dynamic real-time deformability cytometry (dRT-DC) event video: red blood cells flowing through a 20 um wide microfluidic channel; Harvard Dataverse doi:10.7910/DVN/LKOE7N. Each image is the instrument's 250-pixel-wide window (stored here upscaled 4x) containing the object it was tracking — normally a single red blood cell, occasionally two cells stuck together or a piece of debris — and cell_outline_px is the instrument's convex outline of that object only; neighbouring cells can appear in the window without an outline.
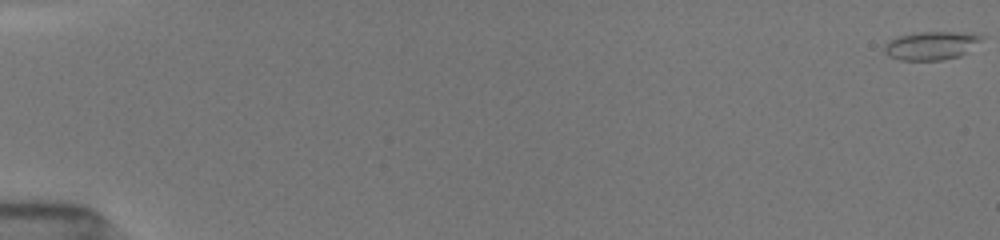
{"species": "common noctule bat (a hibernating species)", "species_latin": "Nyctalus noctula", "temperature_condition": "room temperature", "stored_images_in_passage": 54, "camera_frame_rate_fps": 3000, "um_per_image_px": 0.085, "animal": {"sex": "female", "body_mass_g": 19.5, "forearm_length_mm": 54.1}, "frame": {"image": 1, "passage_image": 1, "time_ms": 0.0, "image_size_px": [1000, 240], "cell_outline_px": [[984, 36], [968, 52], [960, 56], [944, 60], [900, 60], [888, 56], [884, 52], [884, 44], [888, 40], [900, 36], [916, 32], [956, 32]], "centroid_in_image_um": [79.1, 3.89], "position_along_channel_um": 5.9, "area_um2": 16.01}}
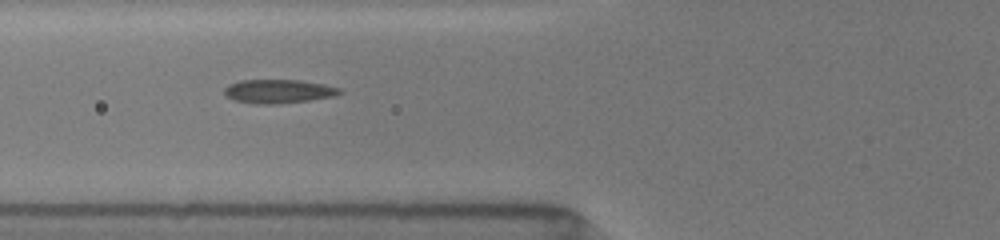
{"frame": {"image": 2, "passage_image": 26, "time_ms": 7.0, "image_size_px": [1000, 240], "cell_outline_px": [[344, 92], [336, 96], [308, 100], [276, 104], [256, 104], [232, 100], [224, 96], [224, 88], [228, 84], [240, 80], [300, 80], [324, 84], [340, 88]], "centroid_in_image_um": [23.64, 7.76], "position_along_channel_um": 102.2, "area_um2": 16.18}}
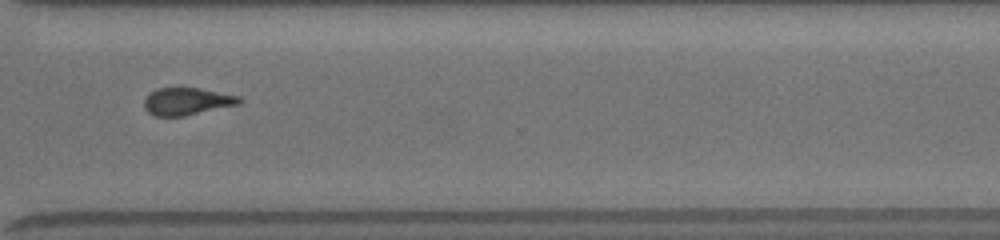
{"frame": {"image": 3, "passage_image": 53, "time_ms": 13.333, "image_size_px": [1000, 240], "cell_outline_px": [[244, 100], [240, 104], [184, 116], [156, 116], [148, 112], [144, 108], [144, 100], [156, 88], [200, 88], [240, 96]], "centroid_in_image_um": [15.93, 8.62], "position_along_channel_um": 354.7, "area_um2": 15.14}}